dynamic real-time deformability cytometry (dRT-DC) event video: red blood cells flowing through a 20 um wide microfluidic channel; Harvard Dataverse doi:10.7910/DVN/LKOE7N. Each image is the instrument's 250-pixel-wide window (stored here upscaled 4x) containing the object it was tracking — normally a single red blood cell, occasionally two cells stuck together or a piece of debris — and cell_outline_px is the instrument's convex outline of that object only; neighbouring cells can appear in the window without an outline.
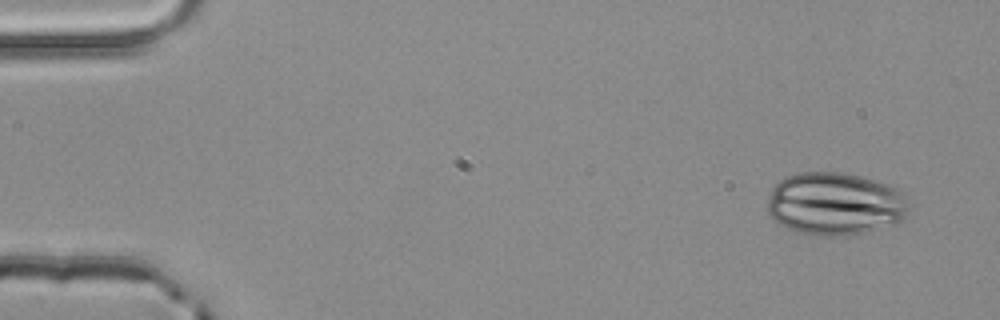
{"species": "common noctule bat (a hibernating species)", "species_latin": "Nyctalus noctula", "temperature_condition": "room temperature", "stored_images_in_passage": 4, "segment_of_instrument_passage": [1, 2], "camera_frame_rate_fps": 3000, "um_per_image_px": 0.085, "animal": {"sex": "male", "body_mass_g": 20.4}, "frame": {"image": 1, "passage_image": 1, "time_ms": 0.0, "image_size_px": [1000, 320], "cell_outline_px": [[908, 212], [904, 220], [896, 224], [864, 232], [840, 236], [812, 236], [792, 232], [780, 224], [768, 212], [768, 200], [772, 188], [784, 176], [800, 172], [844, 172], [888, 184], [904, 192], [908, 208]], "centroid_in_image_um": [70.98, 17.33], "position_along_channel_um": 14.0, "area_um2": 52.31}}